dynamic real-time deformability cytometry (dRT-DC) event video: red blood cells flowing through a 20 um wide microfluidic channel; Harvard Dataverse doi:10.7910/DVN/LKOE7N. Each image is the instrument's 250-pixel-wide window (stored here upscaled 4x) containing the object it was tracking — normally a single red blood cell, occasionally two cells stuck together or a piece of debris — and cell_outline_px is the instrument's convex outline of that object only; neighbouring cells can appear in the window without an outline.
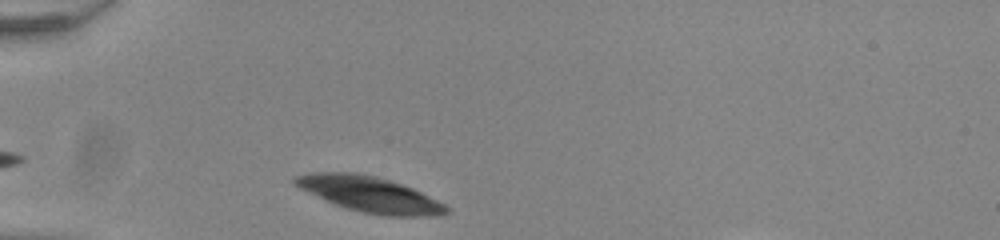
{"species": "common noctule bat (a hibernating species)", "species_latin": "Nyctalus noctula", "temperature_condition": "room temperature", "stored_images_in_passage": 33, "camera_frame_rate_fps": 3000, "um_per_image_px": 0.085, "animal": {"sex": "male", "body_mass_g": 20.0, "forearm_length_mm": 53.3}, "frame": {"image": 1, "passage_image": 2, "time_ms": 0.333, "image_size_px": [1000, 240], "cell_outline_px": [[448, 212], [424, 216], [384, 216], [364, 212], [348, 208], [336, 204], [300, 188], [292, 184], [292, 180], [296, 176], [312, 172], [356, 172], [376, 176], [412, 188], [444, 204], [448, 208]], "centroid_in_image_um": [31.38, 16.5], "position_along_channel_um": 53.6, "area_um2": 30.63}}
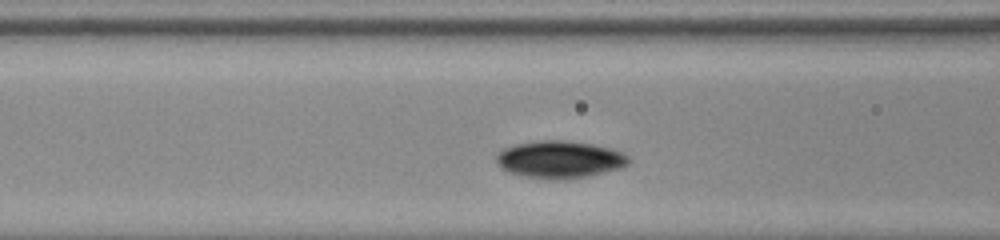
{"frame": {"image": 2, "passage_image": 9, "time_ms": 2.667, "image_size_px": [1000, 240], "cell_outline_px": [[628, 164], [620, 168], [588, 176], [556, 180], [548, 180], [524, 176], [508, 172], [496, 160], [496, 156], [504, 148], [516, 144], [540, 140], [564, 140], [592, 144], [608, 148], [620, 152], [628, 156]], "centroid_in_image_um": [47.56, 13.56], "position_along_channel_um": 119.0, "area_um2": 28.44}}
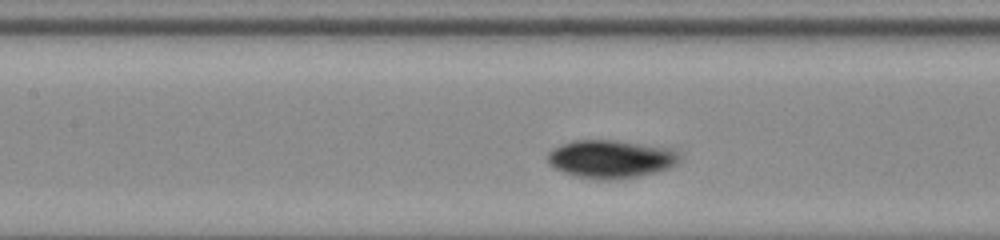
{"frame": {"image": 3, "passage_image": 12, "time_ms": 3.667, "image_size_px": [1000, 240], "cell_outline_px": [[680, 160], [676, 164], [668, 168], [620, 180], [600, 180], [576, 176], [564, 172], [548, 164], [548, 152], [552, 148], [560, 144], [572, 140], [616, 140], [672, 148], [680, 156]], "centroid_in_image_um": [51.89, 13.5], "position_along_channel_um": 155.5, "area_um2": 29.36}}